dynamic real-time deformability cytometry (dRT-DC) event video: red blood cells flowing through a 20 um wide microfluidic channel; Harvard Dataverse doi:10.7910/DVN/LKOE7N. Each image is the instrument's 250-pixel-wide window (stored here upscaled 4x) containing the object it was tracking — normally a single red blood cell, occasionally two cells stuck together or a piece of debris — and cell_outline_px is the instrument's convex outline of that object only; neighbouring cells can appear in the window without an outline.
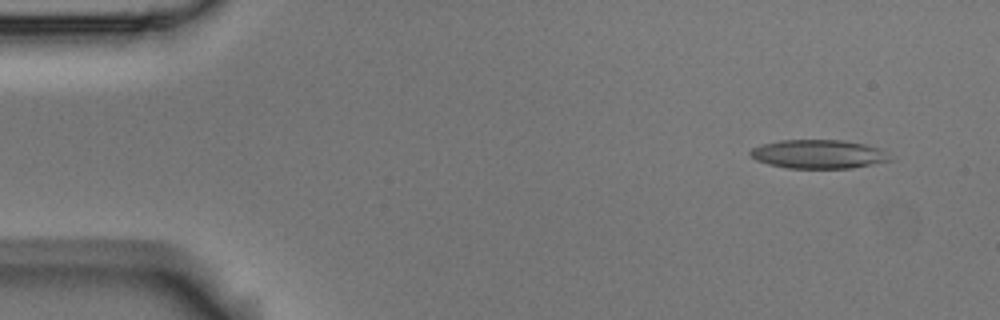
{"species": "Egyptian fruit bat (a non-hibernating species)", "species_latin": "Rousettus aegyptiacus", "temperature_condition": "room temperature", "stored_images_in_passage": 5, "camera_frame_rate_fps": 3000, "um_per_image_px": 0.085, "animal": {"sex": "male"}, "frame": {"image": 1, "passage_image": 2, "time_ms": 0.333, "image_size_px": [1000, 320], "cell_outline_px": [[888, 160], [848, 168], [788, 168], [768, 164], [756, 160], [748, 152], [752, 148], [760, 144], [780, 140], [844, 140], [864, 144], [876, 148]], "centroid_in_image_um": [69.39, 13.09], "position_along_channel_um": 15.6, "area_um2": 22.72}}
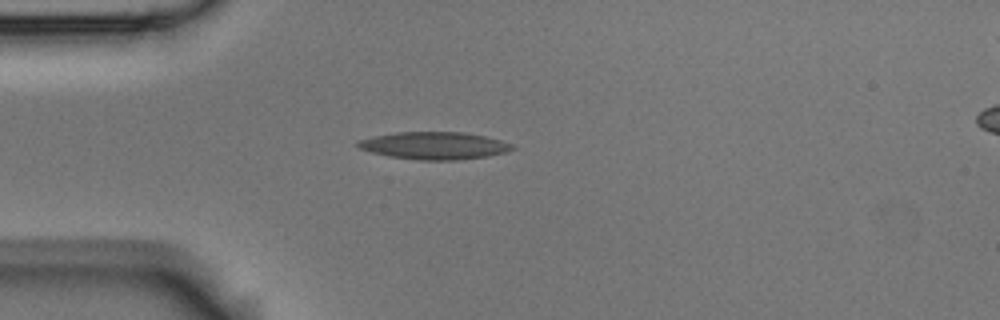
{"frame": {"image": 2, "passage_image": 5, "time_ms": 1.333, "image_size_px": [1000, 320], "cell_outline_px": [[516, 148], [504, 152], [488, 156], [456, 160], [420, 160], [388, 156], [356, 148], [356, 140], [396, 132], [464, 132], [484, 136], [500, 140], [512, 144]], "centroid_in_image_um": [36.88, 12.38], "position_along_channel_um": 48.1, "area_um2": 24.62}}